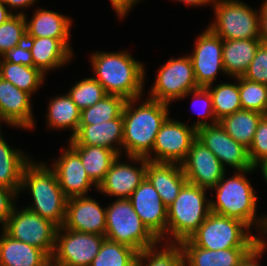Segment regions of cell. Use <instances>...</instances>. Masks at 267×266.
<instances>
[{"instance_id": "1", "label": "cell", "mask_w": 267, "mask_h": 266, "mask_svg": "<svg viewBox=\"0 0 267 266\" xmlns=\"http://www.w3.org/2000/svg\"><path fill=\"white\" fill-rule=\"evenodd\" d=\"M140 98L127 99L123 110V146L126 157L146 158L161 125L169 116V105L148 98L135 107ZM135 103V104H134Z\"/></svg>"}, {"instance_id": "2", "label": "cell", "mask_w": 267, "mask_h": 266, "mask_svg": "<svg viewBox=\"0 0 267 266\" xmlns=\"http://www.w3.org/2000/svg\"><path fill=\"white\" fill-rule=\"evenodd\" d=\"M94 77L107 94L126 99L141 98L145 67L126 51L94 52L91 55Z\"/></svg>"}, {"instance_id": "3", "label": "cell", "mask_w": 267, "mask_h": 266, "mask_svg": "<svg viewBox=\"0 0 267 266\" xmlns=\"http://www.w3.org/2000/svg\"><path fill=\"white\" fill-rule=\"evenodd\" d=\"M29 189L33 203L26 208L44 219L63 226L66 216L67 197L59 186L56 173L46 163L32 160L25 166L22 174L20 191Z\"/></svg>"}, {"instance_id": "4", "label": "cell", "mask_w": 267, "mask_h": 266, "mask_svg": "<svg viewBox=\"0 0 267 266\" xmlns=\"http://www.w3.org/2000/svg\"><path fill=\"white\" fill-rule=\"evenodd\" d=\"M255 169L254 167L251 170L237 171L234 176L226 180L224 174L217 185L210 189L216 190V201L210 200L211 212L238 219L249 228L256 224L261 230L264 216H261L262 218L256 216L258 198L250 181L245 177V174Z\"/></svg>"}, {"instance_id": "5", "label": "cell", "mask_w": 267, "mask_h": 266, "mask_svg": "<svg viewBox=\"0 0 267 266\" xmlns=\"http://www.w3.org/2000/svg\"><path fill=\"white\" fill-rule=\"evenodd\" d=\"M206 190L186 182L173 203L167 207V237L171 234V243L188 239L211 213Z\"/></svg>"}, {"instance_id": "6", "label": "cell", "mask_w": 267, "mask_h": 266, "mask_svg": "<svg viewBox=\"0 0 267 266\" xmlns=\"http://www.w3.org/2000/svg\"><path fill=\"white\" fill-rule=\"evenodd\" d=\"M249 231L242 221L211 212L188 239L195 246L209 250L254 248L258 236Z\"/></svg>"}, {"instance_id": "7", "label": "cell", "mask_w": 267, "mask_h": 266, "mask_svg": "<svg viewBox=\"0 0 267 266\" xmlns=\"http://www.w3.org/2000/svg\"><path fill=\"white\" fill-rule=\"evenodd\" d=\"M105 237L130 246L138 252L160 243L142 223L131 201L123 198L116 199L106 207Z\"/></svg>"}, {"instance_id": "8", "label": "cell", "mask_w": 267, "mask_h": 266, "mask_svg": "<svg viewBox=\"0 0 267 266\" xmlns=\"http://www.w3.org/2000/svg\"><path fill=\"white\" fill-rule=\"evenodd\" d=\"M215 21L209 28L223 40L260 37L259 11L241 0H214Z\"/></svg>"}, {"instance_id": "9", "label": "cell", "mask_w": 267, "mask_h": 266, "mask_svg": "<svg viewBox=\"0 0 267 266\" xmlns=\"http://www.w3.org/2000/svg\"><path fill=\"white\" fill-rule=\"evenodd\" d=\"M57 226L26 207L14 206L3 227L10 237L42 249L50 258L55 249Z\"/></svg>"}, {"instance_id": "10", "label": "cell", "mask_w": 267, "mask_h": 266, "mask_svg": "<svg viewBox=\"0 0 267 266\" xmlns=\"http://www.w3.org/2000/svg\"><path fill=\"white\" fill-rule=\"evenodd\" d=\"M150 91V99L165 104L182 99L198 87L189 55L177 59L170 58L158 71Z\"/></svg>"}, {"instance_id": "11", "label": "cell", "mask_w": 267, "mask_h": 266, "mask_svg": "<svg viewBox=\"0 0 267 266\" xmlns=\"http://www.w3.org/2000/svg\"><path fill=\"white\" fill-rule=\"evenodd\" d=\"M193 126L197 129V138L215 154L225 168L227 164L237 171L254 168L250 162L248 148L235 141L220 125L199 119Z\"/></svg>"}, {"instance_id": "12", "label": "cell", "mask_w": 267, "mask_h": 266, "mask_svg": "<svg viewBox=\"0 0 267 266\" xmlns=\"http://www.w3.org/2000/svg\"><path fill=\"white\" fill-rule=\"evenodd\" d=\"M105 239L104 235L73 231L61 226L57 228L51 259L62 266H90Z\"/></svg>"}, {"instance_id": "13", "label": "cell", "mask_w": 267, "mask_h": 266, "mask_svg": "<svg viewBox=\"0 0 267 266\" xmlns=\"http://www.w3.org/2000/svg\"><path fill=\"white\" fill-rule=\"evenodd\" d=\"M196 138L197 129L193 125L188 126L168 116L156 135L152 152L146 159L152 162L181 164Z\"/></svg>"}, {"instance_id": "14", "label": "cell", "mask_w": 267, "mask_h": 266, "mask_svg": "<svg viewBox=\"0 0 267 266\" xmlns=\"http://www.w3.org/2000/svg\"><path fill=\"white\" fill-rule=\"evenodd\" d=\"M190 56L198 87L213 85L217 73L225 74L223 65V39L209 27L201 33L195 42Z\"/></svg>"}, {"instance_id": "15", "label": "cell", "mask_w": 267, "mask_h": 266, "mask_svg": "<svg viewBox=\"0 0 267 266\" xmlns=\"http://www.w3.org/2000/svg\"><path fill=\"white\" fill-rule=\"evenodd\" d=\"M133 209L148 230L160 241L170 243L167 235V207L153 185L145 178L131 194Z\"/></svg>"}, {"instance_id": "16", "label": "cell", "mask_w": 267, "mask_h": 266, "mask_svg": "<svg viewBox=\"0 0 267 266\" xmlns=\"http://www.w3.org/2000/svg\"><path fill=\"white\" fill-rule=\"evenodd\" d=\"M181 166L187 182L208 190L215 187L226 172L215 154L198 138L194 140Z\"/></svg>"}, {"instance_id": "17", "label": "cell", "mask_w": 267, "mask_h": 266, "mask_svg": "<svg viewBox=\"0 0 267 266\" xmlns=\"http://www.w3.org/2000/svg\"><path fill=\"white\" fill-rule=\"evenodd\" d=\"M120 156L122 155H119L113 162L97 190L106 195L115 196L117 199H129L134 190L146 178L147 159L128 157L131 162L140 163V167H134L129 163L120 162Z\"/></svg>"}, {"instance_id": "18", "label": "cell", "mask_w": 267, "mask_h": 266, "mask_svg": "<svg viewBox=\"0 0 267 266\" xmlns=\"http://www.w3.org/2000/svg\"><path fill=\"white\" fill-rule=\"evenodd\" d=\"M64 228L104 235L106 232V207L87 196H77L67 199Z\"/></svg>"}, {"instance_id": "19", "label": "cell", "mask_w": 267, "mask_h": 266, "mask_svg": "<svg viewBox=\"0 0 267 266\" xmlns=\"http://www.w3.org/2000/svg\"><path fill=\"white\" fill-rule=\"evenodd\" d=\"M59 186L67 198L87 196L90 187L98 186L89 178L80 156L70 147L55 160L53 167Z\"/></svg>"}, {"instance_id": "20", "label": "cell", "mask_w": 267, "mask_h": 266, "mask_svg": "<svg viewBox=\"0 0 267 266\" xmlns=\"http://www.w3.org/2000/svg\"><path fill=\"white\" fill-rule=\"evenodd\" d=\"M0 112L6 123L17 128L32 129L34 125L31 95L0 77Z\"/></svg>"}, {"instance_id": "21", "label": "cell", "mask_w": 267, "mask_h": 266, "mask_svg": "<svg viewBox=\"0 0 267 266\" xmlns=\"http://www.w3.org/2000/svg\"><path fill=\"white\" fill-rule=\"evenodd\" d=\"M69 145H96L120 155L123 146V116L101 124L79 125L76 134L69 139Z\"/></svg>"}, {"instance_id": "22", "label": "cell", "mask_w": 267, "mask_h": 266, "mask_svg": "<svg viewBox=\"0 0 267 266\" xmlns=\"http://www.w3.org/2000/svg\"><path fill=\"white\" fill-rule=\"evenodd\" d=\"M146 178L169 207L187 182L181 164L147 160Z\"/></svg>"}, {"instance_id": "23", "label": "cell", "mask_w": 267, "mask_h": 266, "mask_svg": "<svg viewBox=\"0 0 267 266\" xmlns=\"http://www.w3.org/2000/svg\"><path fill=\"white\" fill-rule=\"evenodd\" d=\"M184 254V266H239L253 248L209 250L195 246L189 239L179 243Z\"/></svg>"}, {"instance_id": "24", "label": "cell", "mask_w": 267, "mask_h": 266, "mask_svg": "<svg viewBox=\"0 0 267 266\" xmlns=\"http://www.w3.org/2000/svg\"><path fill=\"white\" fill-rule=\"evenodd\" d=\"M24 16L26 19V37L59 39L72 52L69 42L71 35L69 29H71L72 22L66 15L52 10L38 9L30 21H27L25 13Z\"/></svg>"}, {"instance_id": "25", "label": "cell", "mask_w": 267, "mask_h": 266, "mask_svg": "<svg viewBox=\"0 0 267 266\" xmlns=\"http://www.w3.org/2000/svg\"><path fill=\"white\" fill-rule=\"evenodd\" d=\"M26 41L32 53L34 67L44 75L49 70L64 66L74 55L59 39L26 37Z\"/></svg>"}, {"instance_id": "26", "label": "cell", "mask_w": 267, "mask_h": 266, "mask_svg": "<svg viewBox=\"0 0 267 266\" xmlns=\"http://www.w3.org/2000/svg\"><path fill=\"white\" fill-rule=\"evenodd\" d=\"M49 259L42 249L1 232L0 266H43Z\"/></svg>"}, {"instance_id": "27", "label": "cell", "mask_w": 267, "mask_h": 266, "mask_svg": "<svg viewBox=\"0 0 267 266\" xmlns=\"http://www.w3.org/2000/svg\"><path fill=\"white\" fill-rule=\"evenodd\" d=\"M261 38L223 40V65L228 77H241L255 57Z\"/></svg>"}, {"instance_id": "28", "label": "cell", "mask_w": 267, "mask_h": 266, "mask_svg": "<svg viewBox=\"0 0 267 266\" xmlns=\"http://www.w3.org/2000/svg\"><path fill=\"white\" fill-rule=\"evenodd\" d=\"M81 159L89 178L98 186L119 154L109 148L69 145Z\"/></svg>"}, {"instance_id": "29", "label": "cell", "mask_w": 267, "mask_h": 266, "mask_svg": "<svg viewBox=\"0 0 267 266\" xmlns=\"http://www.w3.org/2000/svg\"><path fill=\"white\" fill-rule=\"evenodd\" d=\"M30 161L21 150L12 149L0 135V186L20 194L23 170Z\"/></svg>"}, {"instance_id": "30", "label": "cell", "mask_w": 267, "mask_h": 266, "mask_svg": "<svg viewBox=\"0 0 267 266\" xmlns=\"http://www.w3.org/2000/svg\"><path fill=\"white\" fill-rule=\"evenodd\" d=\"M263 116L256 111L241 109L218 122L235 141L249 148Z\"/></svg>"}, {"instance_id": "31", "label": "cell", "mask_w": 267, "mask_h": 266, "mask_svg": "<svg viewBox=\"0 0 267 266\" xmlns=\"http://www.w3.org/2000/svg\"><path fill=\"white\" fill-rule=\"evenodd\" d=\"M47 108L46 119L49 128L71 129L72 138L78 131L81 111L68 93L52 98Z\"/></svg>"}, {"instance_id": "32", "label": "cell", "mask_w": 267, "mask_h": 266, "mask_svg": "<svg viewBox=\"0 0 267 266\" xmlns=\"http://www.w3.org/2000/svg\"><path fill=\"white\" fill-rule=\"evenodd\" d=\"M0 77L30 95L35 93L45 79V75L37 67L13 64L1 57Z\"/></svg>"}, {"instance_id": "33", "label": "cell", "mask_w": 267, "mask_h": 266, "mask_svg": "<svg viewBox=\"0 0 267 266\" xmlns=\"http://www.w3.org/2000/svg\"><path fill=\"white\" fill-rule=\"evenodd\" d=\"M127 99L114 94H107L99 102L81 111L79 125L101 124L121 117Z\"/></svg>"}, {"instance_id": "34", "label": "cell", "mask_w": 267, "mask_h": 266, "mask_svg": "<svg viewBox=\"0 0 267 266\" xmlns=\"http://www.w3.org/2000/svg\"><path fill=\"white\" fill-rule=\"evenodd\" d=\"M235 79L238 82L237 84L221 83L214 87L212 85L206 87L212 97L214 116L217 121L242 109L239 93V77Z\"/></svg>"}, {"instance_id": "35", "label": "cell", "mask_w": 267, "mask_h": 266, "mask_svg": "<svg viewBox=\"0 0 267 266\" xmlns=\"http://www.w3.org/2000/svg\"><path fill=\"white\" fill-rule=\"evenodd\" d=\"M137 256L132 247L105 239L90 266H136Z\"/></svg>"}, {"instance_id": "36", "label": "cell", "mask_w": 267, "mask_h": 266, "mask_svg": "<svg viewBox=\"0 0 267 266\" xmlns=\"http://www.w3.org/2000/svg\"><path fill=\"white\" fill-rule=\"evenodd\" d=\"M163 247L157 251L156 244L138 252L136 266H184V254L179 243H164Z\"/></svg>"}, {"instance_id": "37", "label": "cell", "mask_w": 267, "mask_h": 266, "mask_svg": "<svg viewBox=\"0 0 267 266\" xmlns=\"http://www.w3.org/2000/svg\"><path fill=\"white\" fill-rule=\"evenodd\" d=\"M239 93L242 109L267 115V85L239 77Z\"/></svg>"}, {"instance_id": "38", "label": "cell", "mask_w": 267, "mask_h": 266, "mask_svg": "<svg viewBox=\"0 0 267 266\" xmlns=\"http://www.w3.org/2000/svg\"><path fill=\"white\" fill-rule=\"evenodd\" d=\"M25 21L24 12L21 11L13 14L0 25V57L26 41Z\"/></svg>"}, {"instance_id": "39", "label": "cell", "mask_w": 267, "mask_h": 266, "mask_svg": "<svg viewBox=\"0 0 267 266\" xmlns=\"http://www.w3.org/2000/svg\"><path fill=\"white\" fill-rule=\"evenodd\" d=\"M68 95L80 111L93 106L107 95L102 85L94 78L82 79L68 91Z\"/></svg>"}, {"instance_id": "40", "label": "cell", "mask_w": 267, "mask_h": 266, "mask_svg": "<svg viewBox=\"0 0 267 266\" xmlns=\"http://www.w3.org/2000/svg\"><path fill=\"white\" fill-rule=\"evenodd\" d=\"M248 155L255 168L267 158V115L261 118L257 126Z\"/></svg>"}, {"instance_id": "41", "label": "cell", "mask_w": 267, "mask_h": 266, "mask_svg": "<svg viewBox=\"0 0 267 266\" xmlns=\"http://www.w3.org/2000/svg\"><path fill=\"white\" fill-rule=\"evenodd\" d=\"M253 82L267 85V43L262 42L255 54V57L242 76Z\"/></svg>"}, {"instance_id": "42", "label": "cell", "mask_w": 267, "mask_h": 266, "mask_svg": "<svg viewBox=\"0 0 267 266\" xmlns=\"http://www.w3.org/2000/svg\"><path fill=\"white\" fill-rule=\"evenodd\" d=\"M1 57L4 61H9L13 64H22L25 66L34 67L32 53L27 41H24L22 44L17 45L13 49L7 51Z\"/></svg>"}, {"instance_id": "43", "label": "cell", "mask_w": 267, "mask_h": 266, "mask_svg": "<svg viewBox=\"0 0 267 266\" xmlns=\"http://www.w3.org/2000/svg\"><path fill=\"white\" fill-rule=\"evenodd\" d=\"M191 94L194 96L192 98L194 99L195 102L198 101L199 103L202 100L201 102L203 103V106L201 105L202 107H204L203 113L199 112L198 116L203 117L205 119L209 118L211 119L210 122L212 121L211 122L212 124H216L218 121L216 120L214 116L212 97H211L209 90L205 87H199L195 90L188 92L184 97L186 98V96H190Z\"/></svg>"}, {"instance_id": "44", "label": "cell", "mask_w": 267, "mask_h": 266, "mask_svg": "<svg viewBox=\"0 0 267 266\" xmlns=\"http://www.w3.org/2000/svg\"><path fill=\"white\" fill-rule=\"evenodd\" d=\"M17 195L18 194L14 190L0 186V224H2V227L7 223L16 205L14 202Z\"/></svg>"}, {"instance_id": "45", "label": "cell", "mask_w": 267, "mask_h": 266, "mask_svg": "<svg viewBox=\"0 0 267 266\" xmlns=\"http://www.w3.org/2000/svg\"><path fill=\"white\" fill-rule=\"evenodd\" d=\"M265 240L263 237H258V244L247 254L239 266H261L257 260L267 249V242Z\"/></svg>"}, {"instance_id": "46", "label": "cell", "mask_w": 267, "mask_h": 266, "mask_svg": "<svg viewBox=\"0 0 267 266\" xmlns=\"http://www.w3.org/2000/svg\"><path fill=\"white\" fill-rule=\"evenodd\" d=\"M141 0H110L112 7L116 11L120 18L127 16V13L132 9L133 5H136Z\"/></svg>"}, {"instance_id": "47", "label": "cell", "mask_w": 267, "mask_h": 266, "mask_svg": "<svg viewBox=\"0 0 267 266\" xmlns=\"http://www.w3.org/2000/svg\"><path fill=\"white\" fill-rule=\"evenodd\" d=\"M264 1L259 10V27L261 40L267 43V0Z\"/></svg>"}, {"instance_id": "48", "label": "cell", "mask_w": 267, "mask_h": 266, "mask_svg": "<svg viewBox=\"0 0 267 266\" xmlns=\"http://www.w3.org/2000/svg\"><path fill=\"white\" fill-rule=\"evenodd\" d=\"M36 0H2L6 6L14 9L33 6Z\"/></svg>"}, {"instance_id": "49", "label": "cell", "mask_w": 267, "mask_h": 266, "mask_svg": "<svg viewBox=\"0 0 267 266\" xmlns=\"http://www.w3.org/2000/svg\"><path fill=\"white\" fill-rule=\"evenodd\" d=\"M7 8L2 0H0V25L13 15L12 10L9 11Z\"/></svg>"}, {"instance_id": "50", "label": "cell", "mask_w": 267, "mask_h": 266, "mask_svg": "<svg viewBox=\"0 0 267 266\" xmlns=\"http://www.w3.org/2000/svg\"><path fill=\"white\" fill-rule=\"evenodd\" d=\"M180 2H183L184 4L186 3L187 5H192V6H201V5H207L209 4H213L214 0H177Z\"/></svg>"}, {"instance_id": "51", "label": "cell", "mask_w": 267, "mask_h": 266, "mask_svg": "<svg viewBox=\"0 0 267 266\" xmlns=\"http://www.w3.org/2000/svg\"><path fill=\"white\" fill-rule=\"evenodd\" d=\"M258 167H261L260 169L262 170V174H263V177L265 179V182L267 183V158L262 161L258 166Z\"/></svg>"}, {"instance_id": "52", "label": "cell", "mask_w": 267, "mask_h": 266, "mask_svg": "<svg viewBox=\"0 0 267 266\" xmlns=\"http://www.w3.org/2000/svg\"><path fill=\"white\" fill-rule=\"evenodd\" d=\"M261 235L262 236H264L265 237V235L267 234V215L266 216H264V222H263V226H262V228H261ZM263 234H265V235H263ZM267 236V235H266Z\"/></svg>"}, {"instance_id": "53", "label": "cell", "mask_w": 267, "mask_h": 266, "mask_svg": "<svg viewBox=\"0 0 267 266\" xmlns=\"http://www.w3.org/2000/svg\"><path fill=\"white\" fill-rule=\"evenodd\" d=\"M43 266H62V265L55 263V262L50 258V259H49Z\"/></svg>"}, {"instance_id": "54", "label": "cell", "mask_w": 267, "mask_h": 266, "mask_svg": "<svg viewBox=\"0 0 267 266\" xmlns=\"http://www.w3.org/2000/svg\"><path fill=\"white\" fill-rule=\"evenodd\" d=\"M2 121L6 122V120L4 119V117L2 116V114L0 112V124H1ZM0 129H1V125H0ZM0 135H2L1 131H0Z\"/></svg>"}]
</instances>
